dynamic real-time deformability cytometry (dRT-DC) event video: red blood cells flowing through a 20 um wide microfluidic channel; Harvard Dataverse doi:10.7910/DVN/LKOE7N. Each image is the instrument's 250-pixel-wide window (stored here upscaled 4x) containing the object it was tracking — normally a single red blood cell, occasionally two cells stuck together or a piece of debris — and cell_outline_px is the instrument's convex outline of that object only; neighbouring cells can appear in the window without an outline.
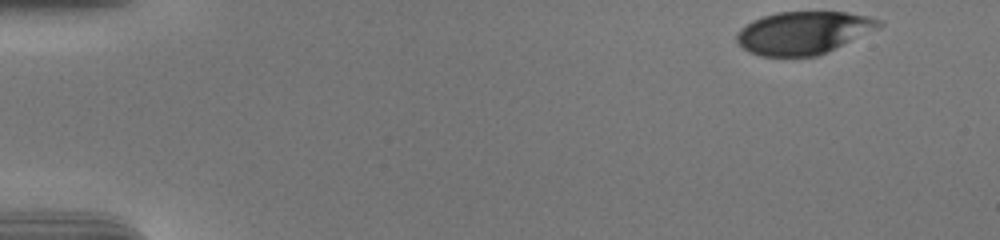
{"species": "human", "species_latin": "Homo sapiens", "temperature_condition": "cold", "stored_images_in_passage": 44, "camera_frame_rate_fps": 3000, "um_per_image_px": 0.085, "donor": {"sex": "male"}, "frame": {"image": 1, "passage_image": 1, "time_ms": 0.0, "image_size_px": [1000, 240], "cell_outline_px": [[884, 24], [880, 28], [828, 52], [816, 56], [760, 56], [748, 52], [736, 40], [736, 36], [740, 28], [752, 20], [776, 12], [848, 12], [868, 16], [880, 20]], "centroid_in_image_um": [68.31, 2.78], "position_along_channel_um": 16.7, "area_um2": 35.55}}
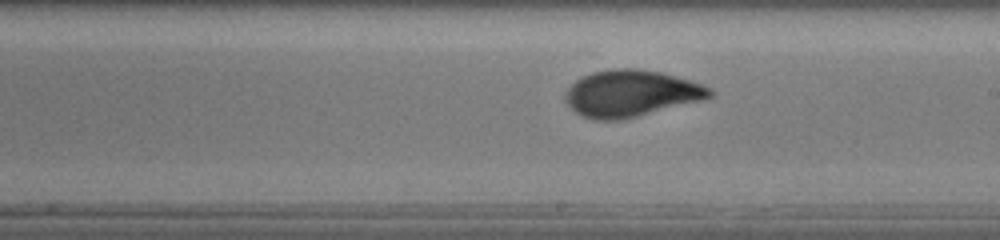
{"frame": {"image": 2, "passage_image": 29, "time_ms": 9.333, "image_size_px": [1000, 240], "cell_outline_px": [[716, 92], [712, 96], [704, 100], [636, 116], [616, 120], [596, 120], [584, 116], [576, 112], [564, 100], [564, 92], [580, 76], [592, 72], [616, 68], [636, 68], [660, 72], [688, 80], [712, 88]], "centroid_in_image_um": [53.63, 7.93], "position_along_channel_um": 235.4, "area_um2": 39.07}}
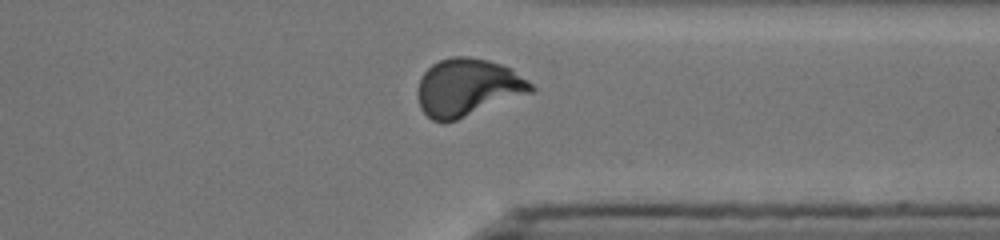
{"frame": {"image": 3, "passage_image": 40, "time_ms": 13.0, "image_size_px": [1000, 240], "cell_outline_px": [[536, 88], [532, 92], [456, 120], [432, 120], [420, 108], [416, 92], [416, 88], [420, 76], [432, 64], [440, 60], [452, 56], [468, 56], [488, 60], [512, 68], [528, 80]], "centroid_in_image_um": [39.74, 7.41], "position_along_channel_um": 371.7, "area_um2": 37.97}, "authors_computed_cell_mechanics": {"area_um2": 37.7434, "velocity_mm_per_s": 3.7227, "shape_relaxation_time_tau1_ms": 5.9668, "shape_relaxation_time_tau2_ms": 0.8398, "deformation_change_tau1": 0.2002, "deformation_change_tau2": 0.0529}}